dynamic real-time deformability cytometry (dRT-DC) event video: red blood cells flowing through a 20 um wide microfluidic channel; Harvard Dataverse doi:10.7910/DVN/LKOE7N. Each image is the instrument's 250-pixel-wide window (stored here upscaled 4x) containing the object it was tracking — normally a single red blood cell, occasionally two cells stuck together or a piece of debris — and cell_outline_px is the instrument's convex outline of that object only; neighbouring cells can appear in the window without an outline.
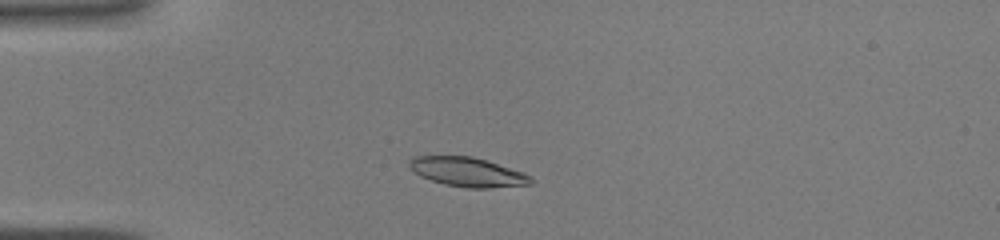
{"species": "common noctule bat (a hibernating species)", "species_latin": "Nyctalus noctula", "temperature_condition": "warm", "stored_images_in_passage": 38, "camera_frame_rate_fps": 3000, "um_per_image_px": 0.085, "animal": {"sex": "male", "body_mass_g": 19.0, "forearm_length_mm": 50.8}, "frame": {"image": 1, "passage_image": 6, "time_ms": 1.667, "image_size_px": [1000, 240], "cell_outline_px": [[532, 184], [488, 188], [464, 188], [444, 184], [420, 176], [408, 168], [408, 160], [412, 156], [472, 156], [524, 172], [532, 176]], "centroid_in_image_um": [39.71, 14.62], "position_along_channel_um": 45.3, "area_um2": 20.87}}
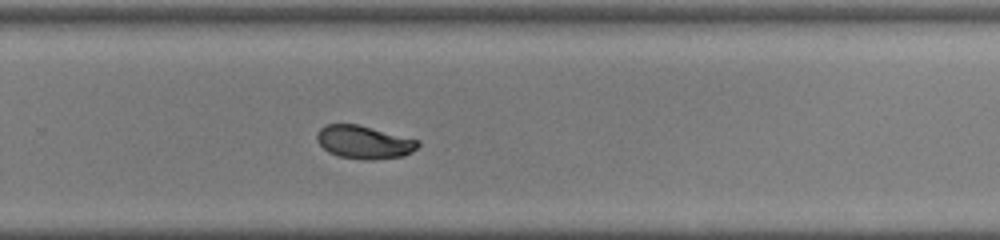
{"frame": {"image": 2, "passage_image": 24, "time_ms": 7.667, "image_size_px": [1000, 240], "cell_outline_px": [[420, 144], [412, 152], [404, 156], [372, 160], [364, 160], [340, 156], [328, 152], [316, 140], [316, 136], [320, 128], [328, 124], [356, 124], [420, 140]], "centroid_in_image_um": [30.96, 12.09], "position_along_channel_um": 298.8, "area_um2": 19.42}}
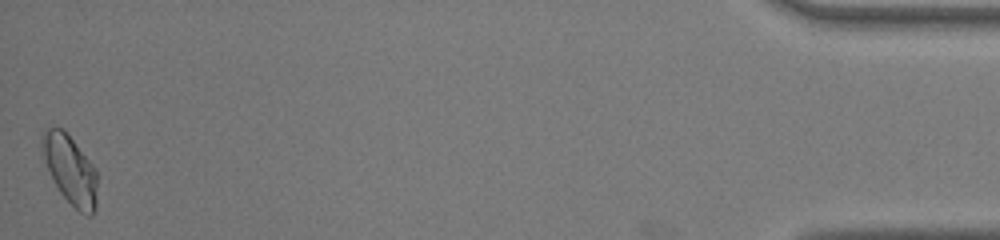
{"frame": {"image": 3, "passage_image": 38, "time_ms": 12.333, "image_size_px": [1000, 240], "cell_outline_px": [[96, 208], [92, 216], [88, 216], [80, 212], [60, 192], [48, 168], [40, 144], [44, 132], [48, 128], [64, 128], [96, 168]], "centroid_in_image_um": [5.99, 14.41], "position_along_channel_um": 429.2, "area_um2": 21.79}}